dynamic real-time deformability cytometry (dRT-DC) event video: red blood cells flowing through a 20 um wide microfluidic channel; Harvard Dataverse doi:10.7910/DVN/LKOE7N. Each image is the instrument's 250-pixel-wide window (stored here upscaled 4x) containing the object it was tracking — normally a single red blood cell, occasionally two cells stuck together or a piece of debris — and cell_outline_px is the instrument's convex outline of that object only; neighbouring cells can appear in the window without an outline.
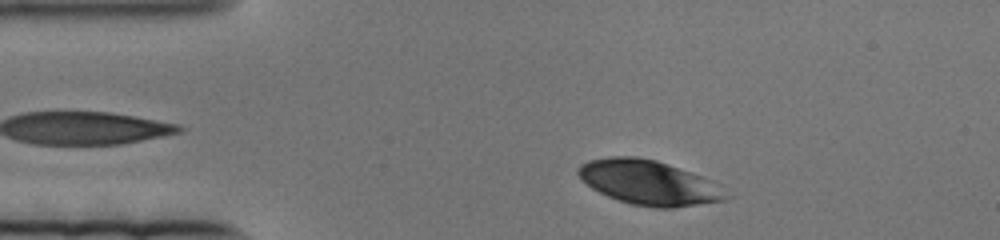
{"species": "human", "species_latin": "Homo sapiens", "temperature_condition": "cold", "stored_images_in_passage": 59, "camera_frame_rate_fps": 3000, "um_per_image_px": 0.085, "donor": {"sex": "female"}, "frame": {"image": 1, "passage_image": 5, "time_ms": 1.333, "image_size_px": [1000, 240], "cell_outline_px": [[728, 196], [724, 200], [672, 208], [652, 208], [632, 204], [608, 196], [592, 188], [576, 172], [580, 164], [588, 160], [612, 156], [636, 156], [656, 160], [700, 176], [708, 180]], "centroid_in_image_um": [55.07, 15.51], "position_along_channel_um": 29.9, "area_um2": 37.51}}
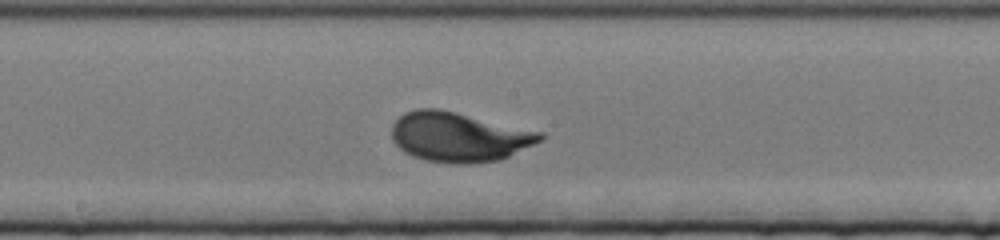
{"frame": {"image": 2, "passage_image": 33, "time_ms": 10.667, "image_size_px": [1000, 240], "cell_outline_px": [[544, 136], [540, 140], [500, 160], [468, 164], [452, 164], [424, 160], [412, 156], [404, 152], [392, 140], [392, 124], [404, 112], [416, 108], [440, 108], [544, 132]], "centroid_in_image_um": [38.97, 11.63], "position_along_channel_um": 209.2, "area_um2": 43.12}}
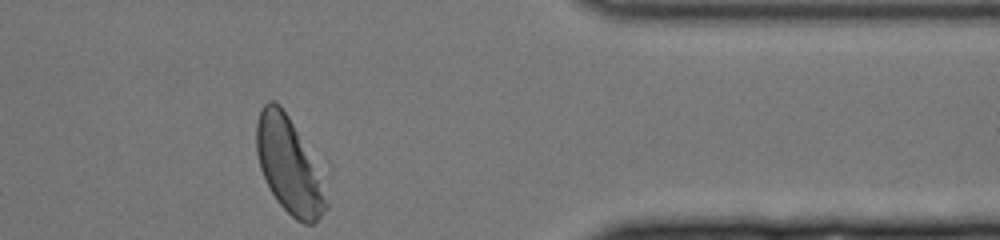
{"frame": {"image": 3, "passage_image": 58, "time_ms": 19.0, "image_size_px": [1000, 240], "cell_outline_px": [[328, 208], [312, 224], [304, 224], [296, 220], [276, 200], [260, 168], [256, 152], [256, 120], [260, 108], [268, 100], [276, 100], [280, 104], [288, 116], [296, 132], [328, 204]], "centroid_in_image_um": [24.43, 14.04], "position_along_channel_um": 387.0, "area_um2": 36.59}}